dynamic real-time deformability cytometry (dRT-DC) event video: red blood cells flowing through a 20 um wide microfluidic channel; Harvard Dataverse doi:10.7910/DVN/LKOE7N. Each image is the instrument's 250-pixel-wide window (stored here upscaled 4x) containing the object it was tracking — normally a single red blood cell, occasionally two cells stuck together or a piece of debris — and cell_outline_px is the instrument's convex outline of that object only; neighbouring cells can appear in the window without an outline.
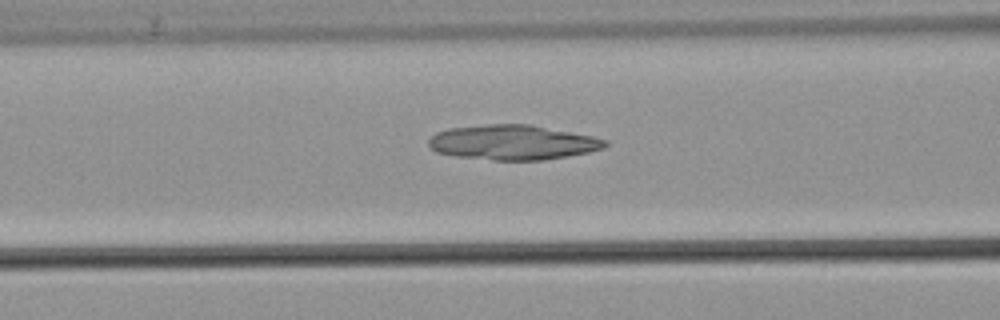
{"species": "common noctule bat (a hibernating species)", "species_latin": "Nyctalus noctula", "temperature_condition": "warm", "stored_images_in_passage": 45, "camera_frame_rate_fps": 3000, "um_per_image_px": 0.085, "animal": {"sex": "male", "body_mass_g": 21.5, "forearm_length_mm": 52.0}, "frame": {"image": 1, "passage_image": 14, "time_ms": 4.333, "image_size_px": [1000, 320], "cell_outline_px": [[608, 144], [604, 148], [588, 152], [568, 156], [544, 160], [496, 160], [456, 156], [436, 152], [428, 144], [428, 140], [436, 132], [448, 128], [488, 124], [528, 124], [592, 136], [608, 140]], "centroid_in_image_um": [43.58, 12.1], "position_along_channel_um": 123.0, "area_um2": 35.72}}
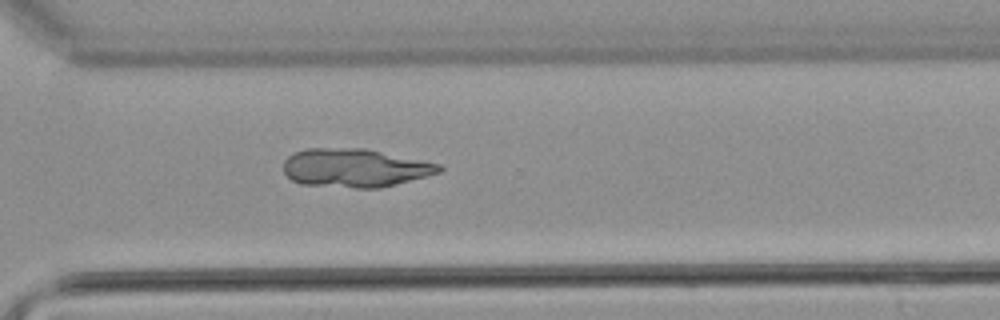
{"frame": {"image": 2, "passage_image": 31, "time_ms": 10.0, "image_size_px": [1000, 320], "cell_outline_px": [[444, 168], [440, 172], [428, 176], [380, 188], [356, 188], [300, 184], [292, 180], [284, 172], [284, 160], [288, 156], [304, 148], [364, 148], [440, 164]], "centroid_in_image_um": [30.16, 14.27], "position_along_channel_um": 340.4, "area_um2": 34.91}}
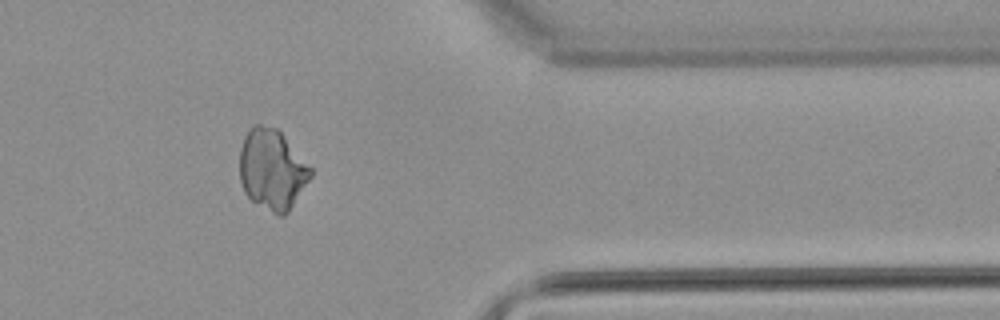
{"frame": {"image": 3, "passage_image": 36, "time_ms": 11.667, "image_size_px": [1000, 320], "cell_outline_px": [[312, 176], [288, 212], [284, 216], [276, 216], [252, 200], [244, 192], [240, 180], [240, 148], [244, 136], [252, 124], [260, 124], [276, 128], [280, 132], [312, 168]], "centroid_in_image_um": [23.12, 14.41], "position_along_channel_um": 388.3, "area_um2": 33.29}}